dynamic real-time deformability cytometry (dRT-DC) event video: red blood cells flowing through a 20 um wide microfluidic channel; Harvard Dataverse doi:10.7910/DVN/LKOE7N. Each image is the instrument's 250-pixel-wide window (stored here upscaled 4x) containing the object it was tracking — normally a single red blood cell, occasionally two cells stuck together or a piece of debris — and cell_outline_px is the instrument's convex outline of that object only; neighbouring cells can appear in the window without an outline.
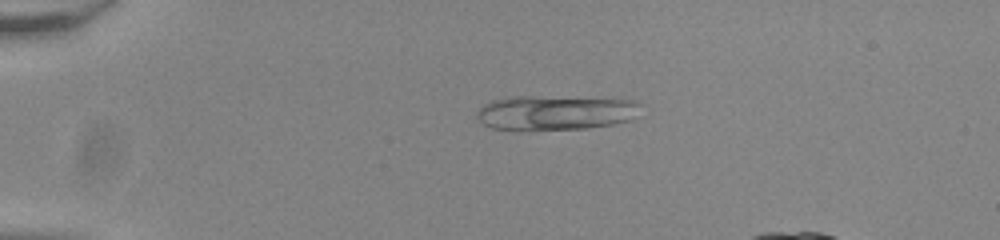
{"species": "common noctule bat (a hibernating species)", "species_latin": "Nyctalus noctula", "temperature_condition": "room temperature", "stored_images_in_passage": 51, "camera_frame_rate_fps": 3000, "um_per_image_px": 0.085, "animal": {"sex": "male", "body_mass_g": 20.0, "forearm_length_mm": 53.3}, "frame": {"image": 1, "passage_image": 13, "time_ms": 4.0, "image_size_px": [1000, 240], "cell_outline_px": [[640, 104], [628, 120], [612, 124], [588, 128], [492, 128], [476, 120], [476, 112], [484, 104], [492, 100], [508, 96], [532, 96], [632, 100]], "centroid_in_image_um": [47.1, 9.55], "position_along_channel_um": 37.9, "area_um2": 31.96}}